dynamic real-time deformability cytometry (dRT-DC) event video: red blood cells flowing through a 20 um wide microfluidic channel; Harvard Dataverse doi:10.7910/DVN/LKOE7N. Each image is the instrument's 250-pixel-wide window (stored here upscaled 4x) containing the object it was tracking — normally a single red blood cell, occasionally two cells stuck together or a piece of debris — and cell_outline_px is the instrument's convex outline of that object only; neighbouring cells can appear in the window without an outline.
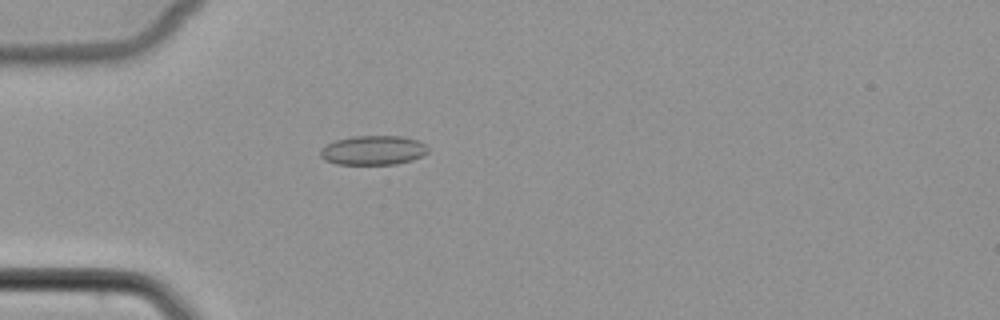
{"species": "common noctule bat (a hibernating species)", "species_latin": "Nyctalus noctula", "temperature_condition": "cold", "stored_images_in_passage": 52, "camera_frame_rate_fps": 3000, "um_per_image_px": 0.085, "animal": {"sex": "female", "body_mass_g": 22.7, "forearm_length_mm": 54.2}, "frame": {"image": 1, "passage_image": 16, "time_ms": 5.0, "image_size_px": [1000, 320], "cell_outline_px": [[428, 152], [412, 160], [396, 164], [336, 164], [324, 160], [320, 156], [320, 148], [336, 140], [352, 136], [400, 136], [420, 140], [428, 148]], "centroid_in_image_um": [31.71, 12.77], "position_along_channel_um": 53.3, "area_um2": 18.44}}
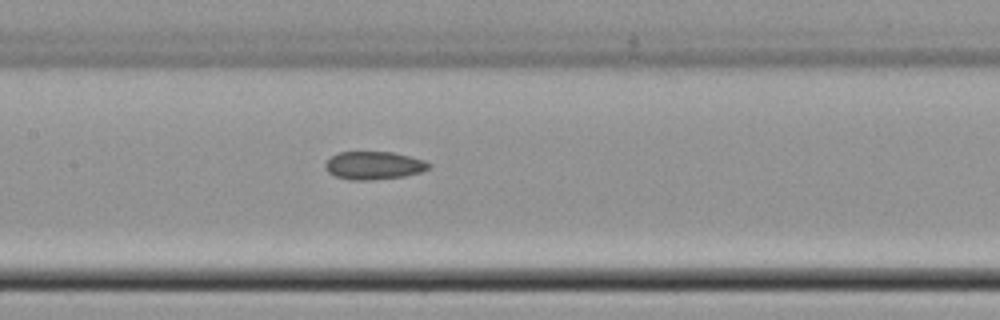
{"frame": {"image": 2, "passage_image": 26, "time_ms": 8.333, "image_size_px": [1000, 320], "cell_outline_px": [[432, 164], [428, 168], [420, 172], [404, 176], [368, 180], [352, 180], [336, 176], [328, 172], [324, 168], [324, 164], [332, 156], [340, 152], [392, 152], [424, 160]], "centroid_in_image_um": [31.76, 14.06], "position_along_channel_um": 175.6, "area_um2": 16.7}}
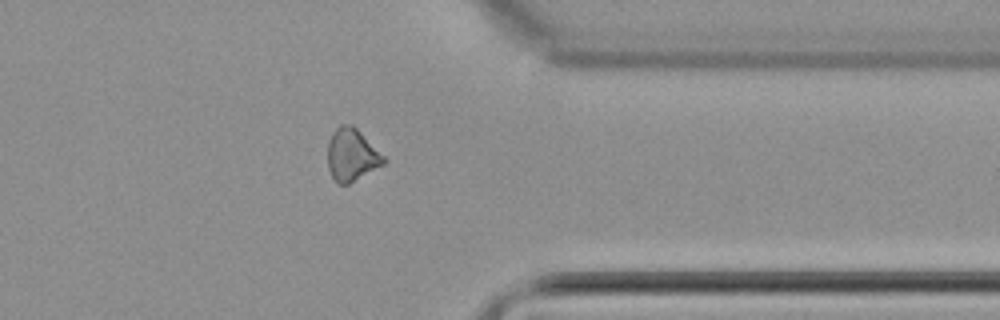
{"frame": {"image": 3, "passage_image": 42, "time_ms": 13.667, "image_size_px": [1000, 320], "cell_outline_px": [[388, 160], [384, 164], [348, 184], [336, 184], [328, 168], [328, 140], [332, 132], [340, 124], [352, 124]], "centroid_in_image_um": [29.88, 13.16], "position_along_channel_um": 381.5, "area_um2": 17.05}}